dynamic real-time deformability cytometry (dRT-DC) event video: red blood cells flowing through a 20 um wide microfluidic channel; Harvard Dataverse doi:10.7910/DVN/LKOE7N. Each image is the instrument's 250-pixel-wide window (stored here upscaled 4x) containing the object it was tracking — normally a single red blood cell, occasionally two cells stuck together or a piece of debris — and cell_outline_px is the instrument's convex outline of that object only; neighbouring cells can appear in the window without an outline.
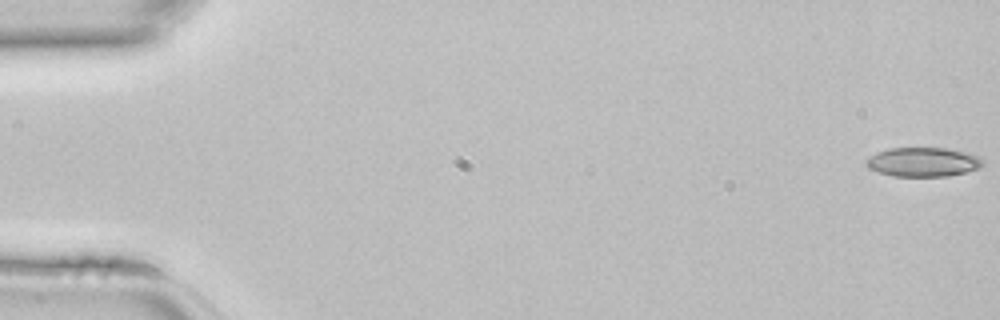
{"species": "common noctule bat (a hibernating species)", "species_latin": "Nyctalus noctula", "temperature_condition": "room temperature", "stored_images_in_passage": 45, "camera_frame_rate_fps": 3000, "um_per_image_px": 0.085, "animal": {"sex": "female", "body_mass_g": 22.7, "forearm_length_mm": 54.2}, "frame": {"image": 1, "passage_image": 1, "time_ms": 0.0, "image_size_px": [1000, 320], "cell_outline_px": [[984, 164], [980, 168], [968, 172], [948, 176], [892, 176], [868, 168], [864, 164], [864, 160], [876, 152], [888, 148], [948, 148], [980, 156], [984, 160]], "centroid_in_image_um": [78.47, 13.77], "position_along_channel_um": 6.5, "area_um2": 20.11}}
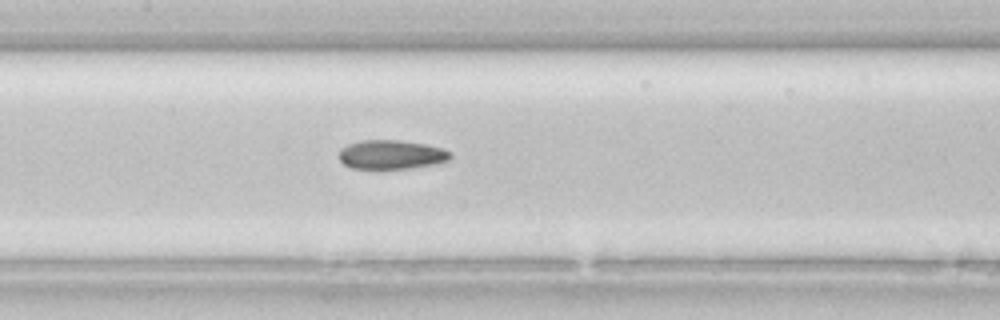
{"frame": {"image": 2, "passage_image": 22, "time_ms": 7.0, "image_size_px": [1000, 320], "cell_outline_px": [[452, 156], [448, 160], [436, 164], [412, 168], [352, 168], [344, 164], [340, 160], [340, 148], [348, 144], [360, 140], [396, 140], [424, 144], [444, 148], [452, 152]], "centroid_in_image_um": [33.29, 13.13], "position_along_channel_um": 174.1, "area_um2": 18.84}}
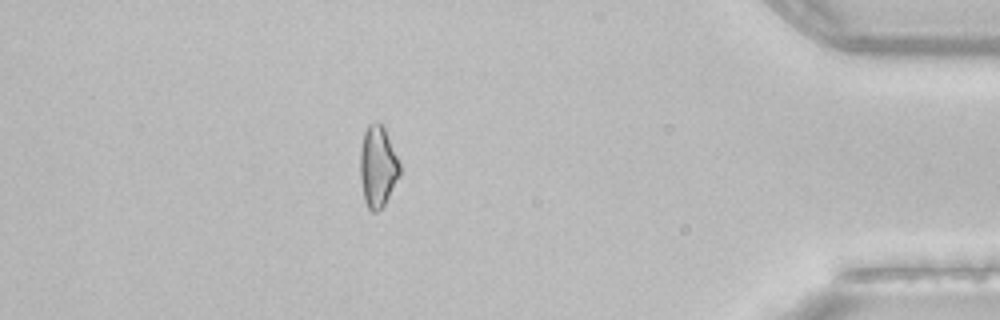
{"frame": {"image": 3, "passage_image": 40, "time_ms": 13.0, "image_size_px": [1000, 320], "cell_outline_px": [[400, 176], [384, 204], [376, 212], [372, 212], [368, 208], [364, 200], [360, 176], [360, 148], [364, 132], [368, 124], [376, 120], [384, 124], [400, 164]], "centroid_in_image_um": [32.11, 14.1], "position_along_channel_um": 403.1, "area_um2": 19.02}}